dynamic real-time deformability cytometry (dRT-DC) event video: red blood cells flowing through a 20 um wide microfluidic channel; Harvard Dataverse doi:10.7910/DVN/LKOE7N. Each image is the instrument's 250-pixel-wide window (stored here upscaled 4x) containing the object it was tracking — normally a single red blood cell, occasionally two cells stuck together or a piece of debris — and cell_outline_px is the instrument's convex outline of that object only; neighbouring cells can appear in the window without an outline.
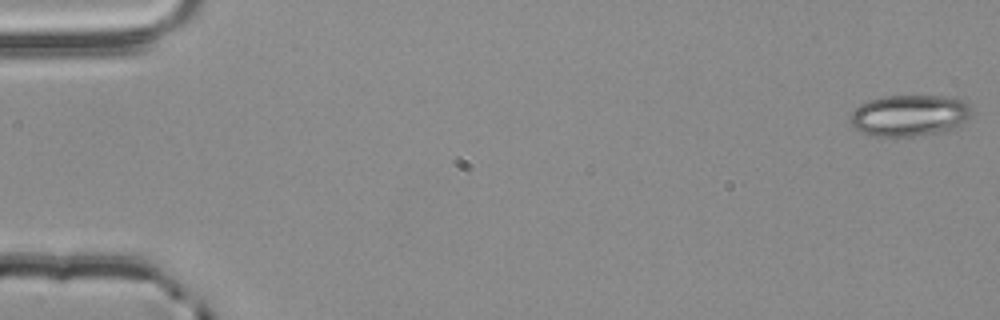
{"species": "common noctule bat (a hibernating species)", "species_latin": "Nyctalus noctula", "temperature_condition": "room temperature", "stored_images_in_passage": 55, "camera_frame_rate_fps": 3000, "um_per_image_px": 0.085, "animal": {"sex": "male", "body_mass_g": 20.4}, "frame": {"image": 1, "passage_image": 1, "time_ms": 0.0, "image_size_px": [1000, 320], "cell_outline_px": [[972, 112], [964, 124], [956, 128], [944, 132], [912, 136], [872, 136], [856, 128], [848, 120], [852, 112], [860, 104], [868, 100], [880, 96], [952, 96], [964, 100], [968, 104]], "centroid_in_image_um": [77.34, 9.8], "position_along_channel_um": 7.7, "area_um2": 29.59}}
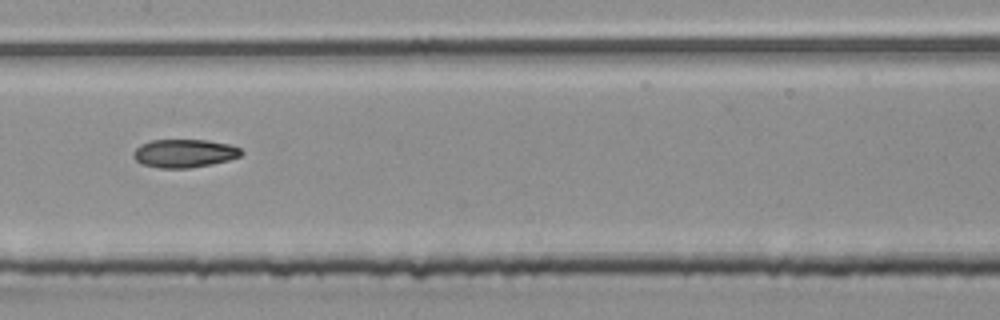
{"frame": {"image": 2, "passage_image": 28, "time_ms": 9.0, "image_size_px": [1000, 320], "cell_outline_px": [[244, 152], [240, 156], [228, 160], [188, 168], [160, 168], [144, 164], [136, 160], [132, 156], [132, 152], [140, 144], [152, 140], [208, 140], [228, 144], [240, 148]], "centroid_in_image_um": [15.65, 13.02], "position_along_channel_um": 191.8, "area_um2": 17.63}}
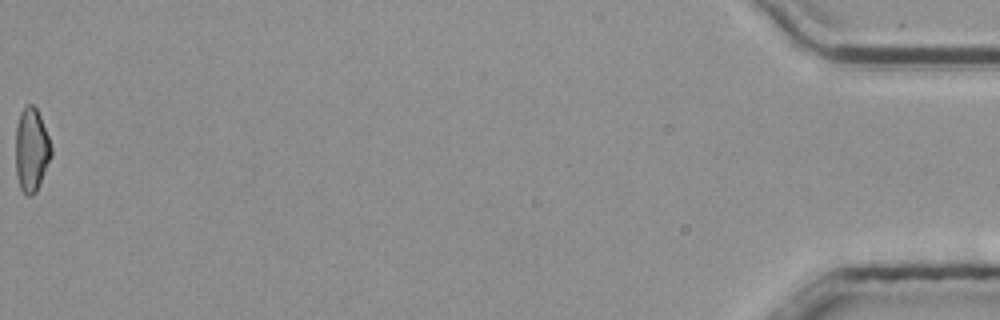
{"frame": {"image": 3, "passage_image": 55, "time_ms": 18.0, "image_size_px": [1000, 320], "cell_outline_px": [[52, 156], [40, 184], [36, 192], [32, 196], [24, 196], [20, 188], [16, 176], [16, 124], [20, 112], [28, 104], [32, 104], [36, 108], [40, 116], [48, 136], [52, 148]], "centroid_in_image_um": [2.67, 12.78], "position_along_channel_um": 432.5, "area_um2": 17.57}, "authors_computed_cell_mechanics": {"area_um2": 18.1492, "velocity_mm_per_s": 3.8698, "shape_relaxation_time_tau1_ms": null, "shape_relaxation_time_tau2_ms": 4.1565, "deformation_change_tau1": null, "deformation_change_tau2": 0.1061}}